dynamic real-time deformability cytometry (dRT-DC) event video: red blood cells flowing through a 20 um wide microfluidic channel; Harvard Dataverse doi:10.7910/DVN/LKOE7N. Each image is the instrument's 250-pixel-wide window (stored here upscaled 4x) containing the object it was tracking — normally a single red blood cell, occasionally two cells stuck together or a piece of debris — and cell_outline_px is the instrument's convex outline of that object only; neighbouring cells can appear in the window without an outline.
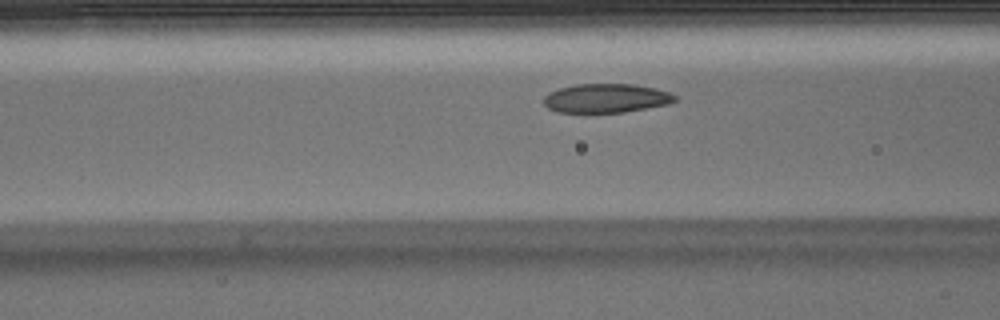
{"species": "Egyptian fruit bat (a non-hibernating species)", "species_latin": "Rousettus aegyptiacus", "temperature_condition": "warm", "stored_images_in_passage": 39, "camera_frame_rate_fps": 3000, "um_per_image_px": 0.085, "animal": {"sex": "male"}, "frame": {"image": 1, "passage_image": 11, "time_ms": 3.333, "image_size_px": [1000, 320], "cell_outline_px": [[676, 100], [668, 104], [624, 112], [556, 112], [548, 108], [544, 104], [544, 96], [548, 92], [560, 88], [576, 84], [632, 84], [656, 88], [668, 92], [676, 96]], "centroid_in_image_um": [51.5, 8.34], "position_along_channel_um": 115.1, "area_um2": 22.08}}
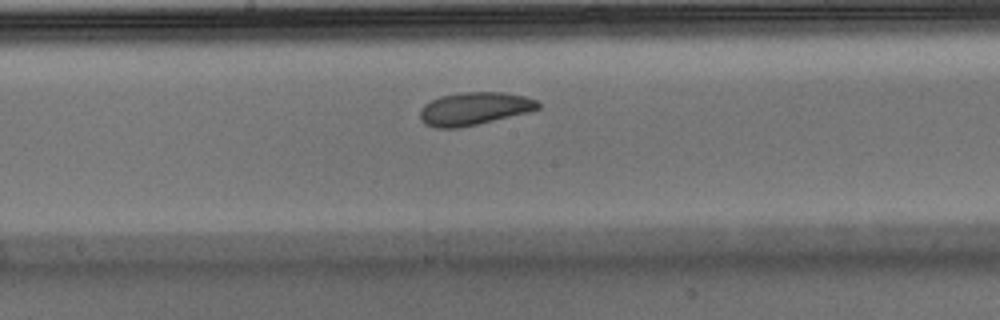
{"frame": {"image": 2, "passage_image": 18, "time_ms": 5.667, "image_size_px": [1000, 320], "cell_outline_px": [[540, 108], [528, 112], [460, 128], [436, 128], [424, 124], [420, 120], [420, 108], [424, 104], [440, 96], [460, 92], [504, 92], [524, 96], [536, 100], [540, 104]], "centroid_in_image_um": [40.27, 9.23], "position_along_channel_um": 207.9, "area_um2": 22.66}}
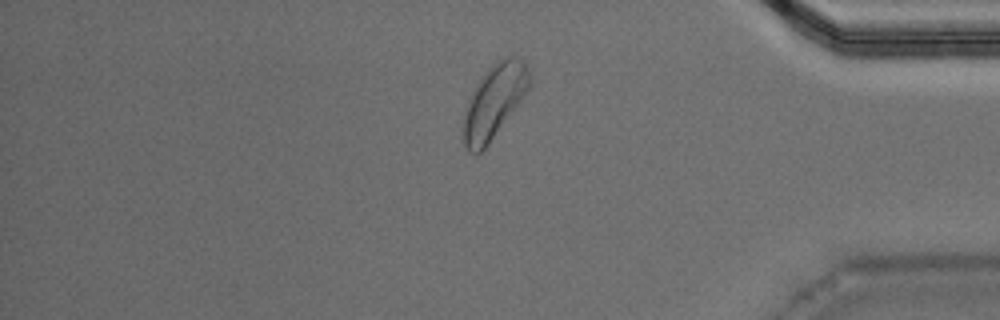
{"frame": {"image": 3, "passage_image": 34, "time_ms": 11.0, "image_size_px": [1000, 320], "cell_outline_px": [[528, 88], [520, 100], [488, 144], [480, 152], [468, 152], [460, 140], [460, 132], [468, 100], [472, 92], [488, 68], [496, 60], [504, 56], [516, 56], [524, 60], [528, 68]], "centroid_in_image_um": [41.93, 8.63], "position_along_channel_um": 393.3, "area_um2": 27.98}}